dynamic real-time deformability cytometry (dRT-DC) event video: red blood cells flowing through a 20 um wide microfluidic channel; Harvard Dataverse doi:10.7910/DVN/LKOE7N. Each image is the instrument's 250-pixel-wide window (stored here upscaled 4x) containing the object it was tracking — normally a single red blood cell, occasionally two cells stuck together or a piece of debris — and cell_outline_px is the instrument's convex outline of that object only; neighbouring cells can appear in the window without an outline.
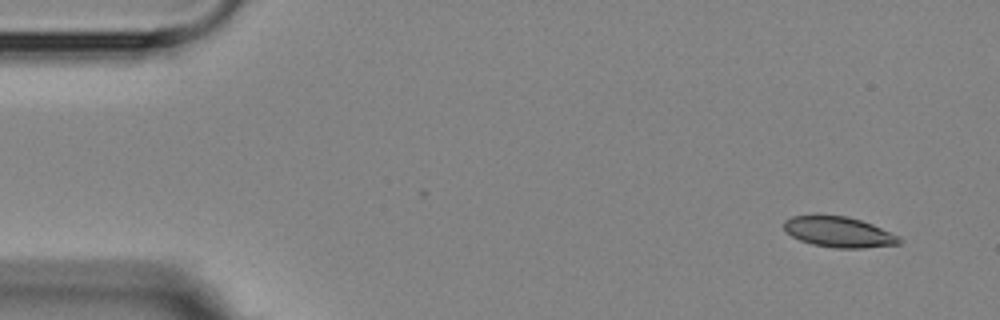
{"species": "Egyptian fruit bat (a non-hibernating species)", "species_latin": "Rousettus aegyptiacus", "temperature_condition": "room temperature", "stored_images_in_passage": 6, "camera_frame_rate_fps": 3000, "um_per_image_px": 0.085, "animal": {"sex": "female"}, "frame": {"image": 1, "passage_image": 1, "time_ms": 0.0, "image_size_px": [1000, 320], "cell_outline_px": [[904, 240], [900, 244], [864, 248], [836, 248], [812, 244], [800, 240], [792, 236], [784, 228], [784, 220], [792, 216], [816, 212], [848, 216], [872, 224], [900, 236]], "centroid_in_image_um": [71.28, 19.68], "position_along_channel_um": 13.7, "area_um2": 21.21}}
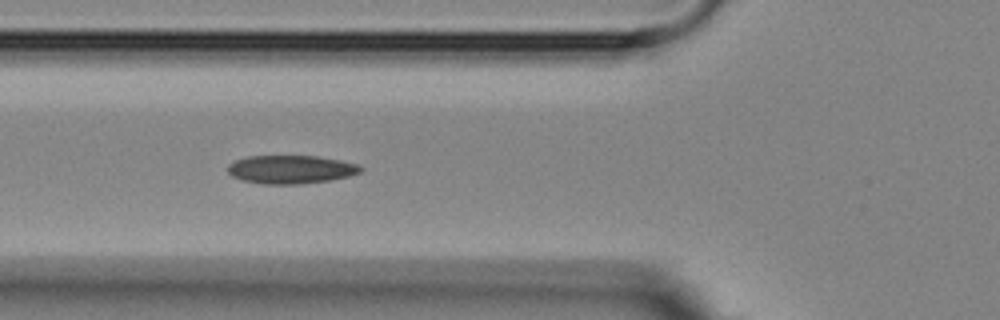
{"frame": {"image": 2, "passage_image": 5, "time_ms": 5.333, "image_size_px": [1000, 320], "cell_outline_px": [[364, 172], [348, 176], [328, 180], [300, 184], [260, 184], [244, 180], [232, 176], [228, 172], [228, 164], [236, 160], [248, 156], [316, 156], [340, 160], [356, 164], [364, 168]], "centroid_in_image_um": [24.73, 14.4], "position_along_channel_um": 101.1, "area_um2": 21.91}}
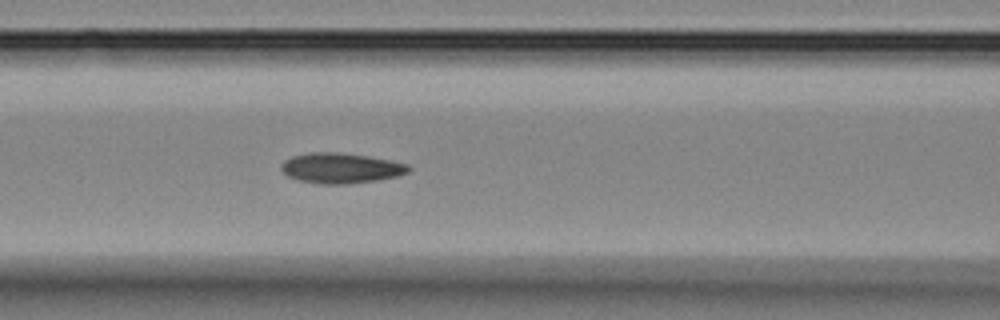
{"frame": {"image": 3, "passage_image": 6, "time_ms": 6.333, "image_size_px": [1000, 320], "cell_outline_px": [[412, 168], [408, 172], [396, 176], [376, 180], [348, 184], [320, 184], [300, 180], [288, 176], [280, 168], [280, 164], [284, 160], [292, 156], [308, 152], [336, 152], [368, 156], [408, 164]], "centroid_in_image_um": [28.94, 14.28], "position_along_channel_um": 137.7, "area_um2": 22.43}}